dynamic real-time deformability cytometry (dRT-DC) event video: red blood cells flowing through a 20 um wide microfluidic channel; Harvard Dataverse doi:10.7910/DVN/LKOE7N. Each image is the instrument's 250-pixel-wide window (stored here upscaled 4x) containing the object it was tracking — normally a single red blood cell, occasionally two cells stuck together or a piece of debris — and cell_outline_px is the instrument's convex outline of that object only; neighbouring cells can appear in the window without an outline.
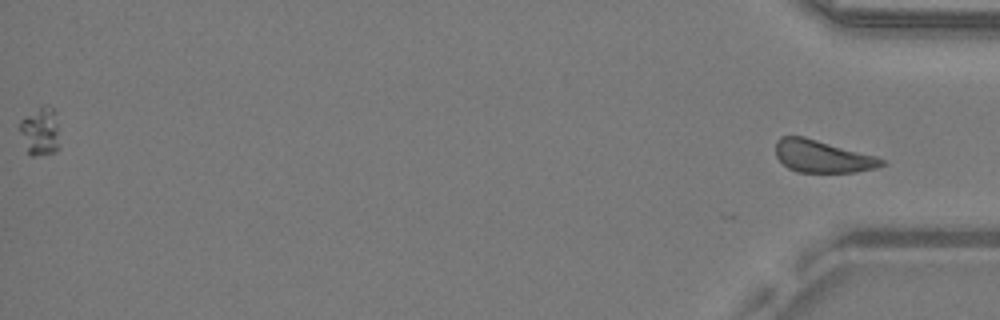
{"species": "common noctule bat (a hibernating species)", "species_latin": "Nyctalus noctula", "temperature_condition": "warm", "stored_images_in_passage": 50, "segment_of_instrument_passage": [2, 2], "camera_frame_rate_fps": 3000, "um_per_image_px": 0.085, "animal": {"sex": "male", "body_mass_g": 19.2, "forearm_length_mm": 51.8}, "frame": {"image": 1, "passage_image": 50, "time_ms": 16.333, "image_size_px": [1000, 320], "cell_outline_px": [[884, 164], [876, 168], [856, 172], [796, 172], [788, 168], [776, 156], [776, 140], [780, 136], [804, 136], [876, 156], [884, 160]], "centroid_in_image_um": [69.88, 13.29], "position_along_channel_um": 365.3, "area_um2": 19.94}}